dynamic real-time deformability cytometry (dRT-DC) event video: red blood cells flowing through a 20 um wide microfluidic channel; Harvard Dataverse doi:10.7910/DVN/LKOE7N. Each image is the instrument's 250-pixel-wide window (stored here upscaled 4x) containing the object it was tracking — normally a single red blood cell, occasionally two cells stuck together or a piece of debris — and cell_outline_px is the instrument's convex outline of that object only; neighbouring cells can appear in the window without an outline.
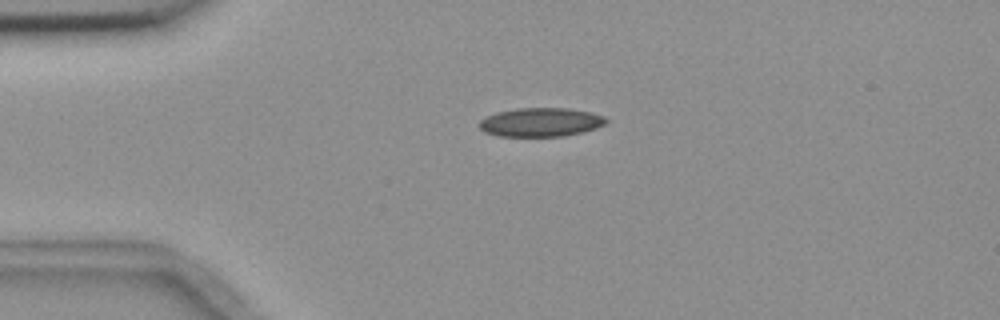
{"species": "common noctule bat (a hibernating species)", "species_latin": "Nyctalus noctula", "temperature_condition": "room temperature", "stored_images_in_passage": 4, "camera_frame_rate_fps": 3000, "um_per_image_px": 0.085, "animal": {"sex": "female", "body_mass_g": 18.4}, "frame": {"image": 1, "passage_image": 2, "time_ms": 1.0, "image_size_px": [1000, 320], "cell_outline_px": [[608, 120], [604, 124], [596, 128], [584, 132], [564, 136], [500, 136], [484, 132], [480, 128], [480, 120], [484, 116], [496, 112], [516, 108], [568, 108], [588, 112], [604, 116]], "centroid_in_image_um": [45.94, 10.38], "position_along_channel_um": 39.1, "area_um2": 21.33}}